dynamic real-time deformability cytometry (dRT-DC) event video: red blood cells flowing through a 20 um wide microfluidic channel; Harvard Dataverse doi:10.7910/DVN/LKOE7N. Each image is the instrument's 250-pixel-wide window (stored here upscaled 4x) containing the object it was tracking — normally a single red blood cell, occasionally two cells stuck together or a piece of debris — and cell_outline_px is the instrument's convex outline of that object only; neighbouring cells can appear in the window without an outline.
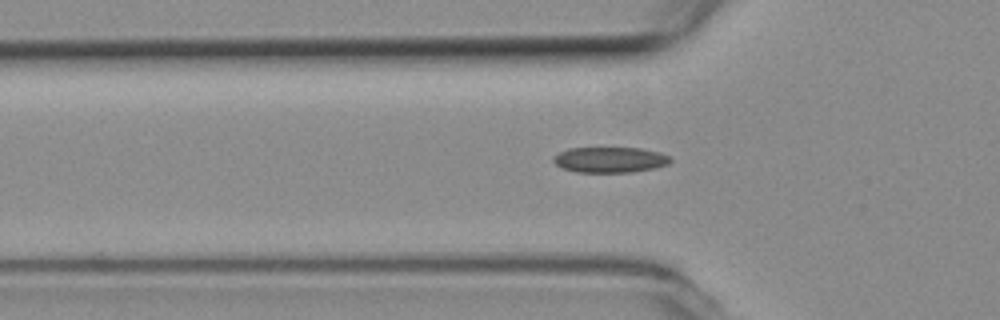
{"species": "common noctule bat (a hibernating species)", "species_latin": "Nyctalus noctula", "temperature_condition": "room temperature", "stored_images_in_passage": 40, "camera_frame_rate_fps": 3000, "um_per_image_px": 0.085, "animal": {"sex": "female", "body_mass_g": 19.3, "forearm_length_mm": 54.1}, "frame": {"image": 1, "passage_image": 6, "time_ms": 1.667, "image_size_px": [1000, 320], "cell_outline_px": [[672, 160], [668, 164], [656, 168], [632, 172], [576, 172], [564, 168], [556, 164], [552, 160], [552, 156], [568, 148], [640, 148], [660, 152], [668, 156]], "centroid_in_image_um": [51.85, 13.58], "position_along_channel_um": 73.9, "area_um2": 17.46}}
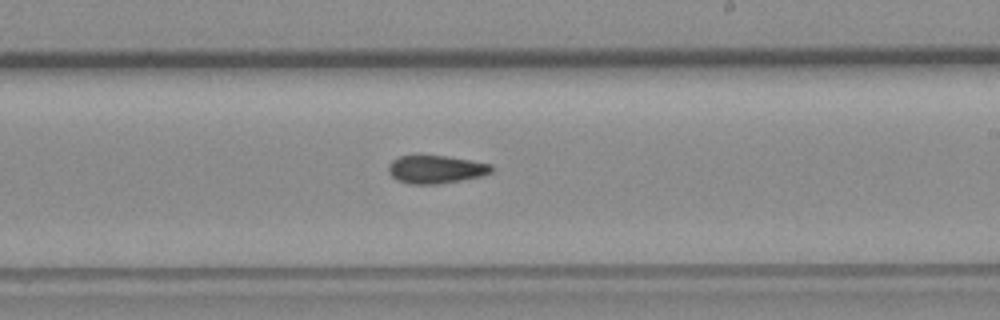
{"frame": {"image": 2, "passage_image": 20, "time_ms": 6.333, "image_size_px": [1000, 320], "cell_outline_px": [[496, 168], [492, 172], [480, 176], [440, 184], [408, 184], [396, 180], [388, 172], [388, 164], [392, 160], [400, 156], [420, 152], [448, 156], [492, 164]], "centroid_in_image_um": [37.01, 14.35], "position_along_channel_um": 252.0, "area_um2": 17.63}}
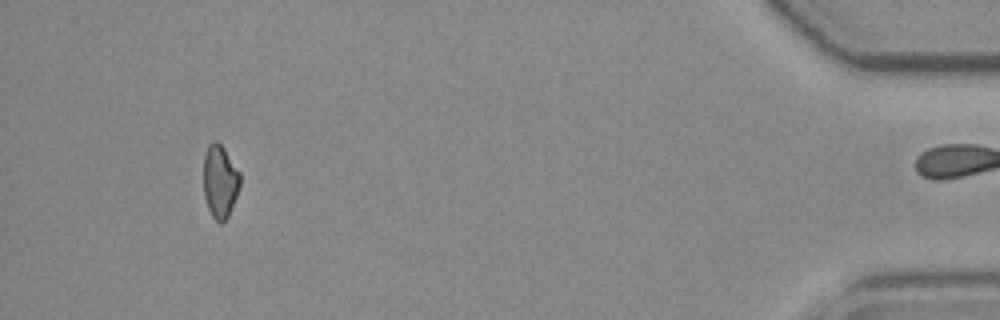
{"frame": {"image": 3, "passage_image": 39, "time_ms": 12.667, "image_size_px": [1000, 320], "cell_outline_px": [[240, 184], [236, 196], [228, 216], [220, 224], [212, 216], [208, 208], [204, 196], [204, 156], [208, 144], [212, 140], [216, 140], [224, 148], [240, 172]], "centroid_in_image_um": [18.69, 15.39], "position_along_channel_um": 416.5, "area_um2": 15.49}, "authors_computed_cell_mechanics": {"area_um2": 17.1088, "velocity_mm_per_s": 3.802, "shape_relaxation_time_tau1_ms": 5.4295, "shape_relaxation_time_tau2_ms": 5.0449, "deformation_change_tau1": 0.1137, "deformation_change_tau2": 0.1118}}